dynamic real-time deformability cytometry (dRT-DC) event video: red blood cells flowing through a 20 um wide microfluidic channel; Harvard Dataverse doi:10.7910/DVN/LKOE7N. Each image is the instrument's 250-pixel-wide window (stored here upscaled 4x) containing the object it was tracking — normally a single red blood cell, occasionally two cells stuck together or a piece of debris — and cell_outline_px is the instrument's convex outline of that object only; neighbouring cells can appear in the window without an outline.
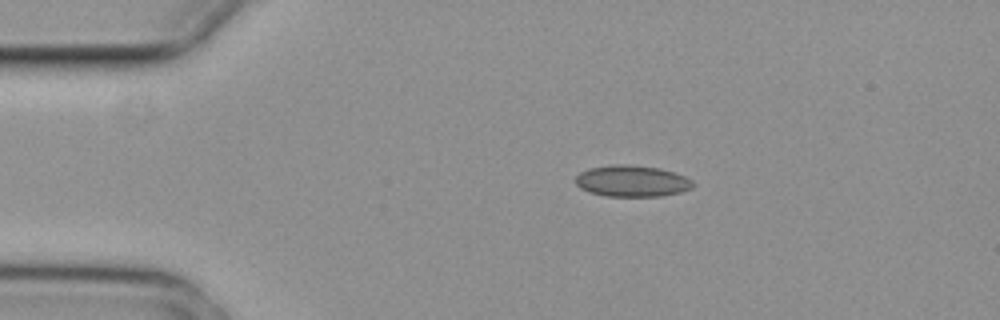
{"species": "common noctule bat (a hibernating species)", "species_latin": "Nyctalus noctula", "temperature_condition": "cold", "stored_images_in_passage": 4, "camera_frame_rate_fps": 3000, "um_per_image_px": 0.085, "animal": {"sex": "female", "body_mass_g": 29.2, "forearm_length_mm": 56.3}, "frame": {"image": 1, "passage_image": 2, "time_ms": 0.333, "image_size_px": [1000, 320], "cell_outline_px": [[696, 184], [692, 188], [680, 192], [660, 196], [604, 196], [588, 192], [580, 188], [576, 184], [576, 176], [580, 172], [588, 168], [612, 164], [628, 164], [660, 168], [676, 172], [692, 180]], "centroid_in_image_um": [53.72, 15.38], "position_along_channel_um": 31.3, "area_um2": 21.73}}
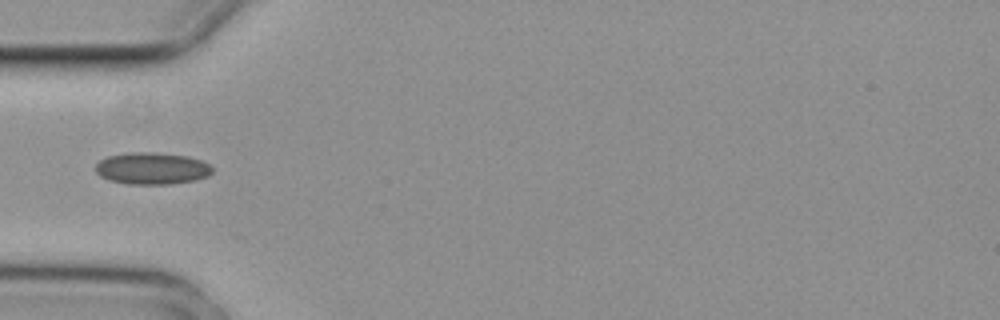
{"frame": {"image": 2, "passage_image": 4, "time_ms": 1.0, "image_size_px": [1000, 320], "cell_outline_px": [[212, 172], [208, 176], [196, 180], [172, 184], [128, 184], [108, 180], [100, 176], [96, 172], [96, 164], [100, 160], [108, 156], [128, 152], [152, 152], [188, 156], [200, 160], [208, 164], [212, 168]], "centroid_in_image_um": [12.9, 14.32], "position_along_channel_um": 72.1, "area_um2": 21.79}}